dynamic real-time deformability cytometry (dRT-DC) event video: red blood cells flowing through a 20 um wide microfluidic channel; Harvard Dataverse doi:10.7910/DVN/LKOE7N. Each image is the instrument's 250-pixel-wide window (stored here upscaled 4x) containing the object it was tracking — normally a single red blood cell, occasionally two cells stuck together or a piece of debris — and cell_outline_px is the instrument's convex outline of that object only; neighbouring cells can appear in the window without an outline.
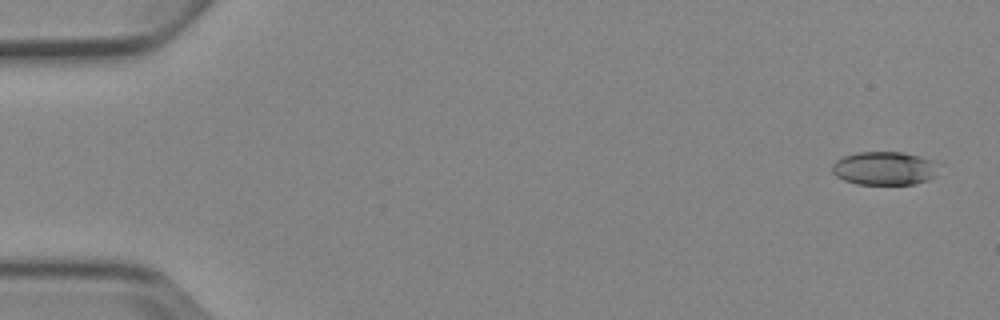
{"species": "Egyptian fruit bat (a non-hibernating species)", "species_latin": "Rousettus aegyptiacus", "temperature_condition": "cold", "stored_images_in_passage": 5, "camera_frame_rate_fps": 3000, "um_per_image_px": 0.085, "animal": {"sex": "female"}, "frame": {"image": 1, "passage_image": 1, "time_ms": 0.0, "image_size_px": [1000, 320], "cell_outline_px": [[940, 164], [936, 176], [928, 180], [916, 184], [856, 184], [844, 180], [836, 176], [832, 172], [832, 164], [836, 160], [844, 156], [856, 152], [900, 152], [920, 156], [936, 160]], "centroid_in_image_um": [75.23, 14.3], "position_along_channel_um": 9.8, "area_um2": 21.15}}
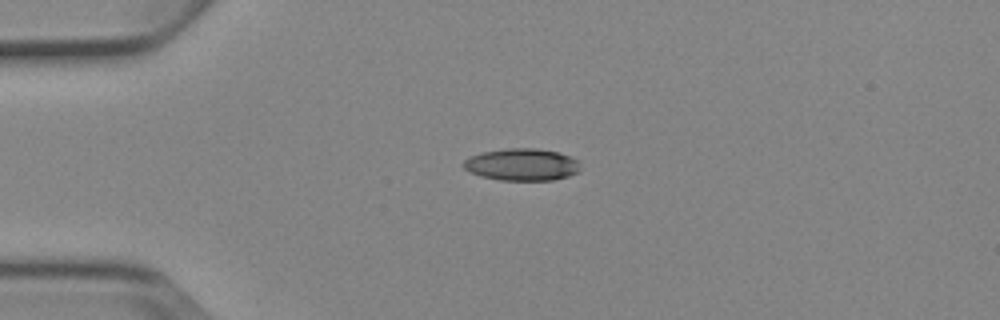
{"frame": {"image": 2, "passage_image": 4, "time_ms": 3.667, "image_size_px": [1000, 320], "cell_outline_px": [[580, 172], [568, 176], [552, 180], [500, 180], [480, 176], [464, 168], [464, 160], [472, 156], [484, 152], [504, 148], [536, 148], [556, 152], [572, 156], [580, 160]], "centroid_in_image_um": [44.43, 13.99], "position_along_channel_um": 40.6, "area_um2": 21.91}}